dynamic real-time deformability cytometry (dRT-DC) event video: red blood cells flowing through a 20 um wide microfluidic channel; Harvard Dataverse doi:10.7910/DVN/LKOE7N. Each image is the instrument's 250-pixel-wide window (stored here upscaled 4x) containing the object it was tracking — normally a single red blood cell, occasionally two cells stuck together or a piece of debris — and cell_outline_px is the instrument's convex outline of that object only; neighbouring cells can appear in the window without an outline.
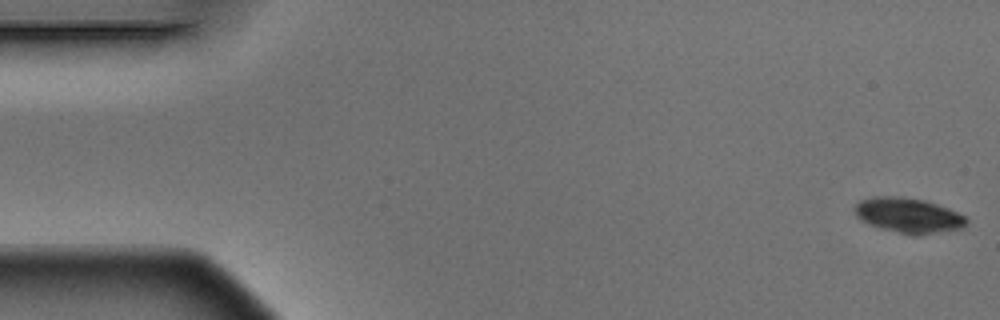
{"species": "Egyptian fruit bat (a non-hibernating species)", "species_latin": "Rousettus aegyptiacus", "temperature_condition": "warm", "stored_images_in_passage": 5, "camera_frame_rate_fps": 3000, "um_per_image_px": 0.085, "animal": {"sex": "male"}, "frame": {"image": 1, "passage_image": 1, "time_ms": 0.0, "image_size_px": [1000, 320], "cell_outline_px": [[968, 220], [960, 228], [932, 232], [896, 232], [880, 228], [868, 224], [860, 220], [856, 216], [856, 204], [860, 200], [872, 196], [904, 196], [924, 200], [948, 208], [964, 216]], "centroid_in_image_um": [77.13, 18.25], "position_along_channel_um": 7.9, "area_um2": 22.02}}
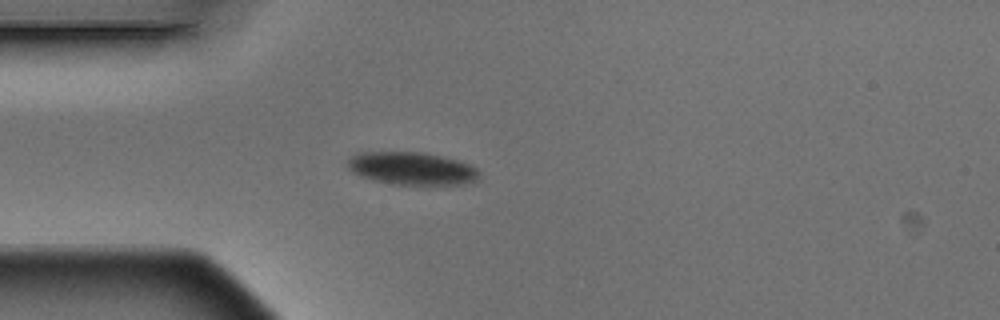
{"frame": {"image": 2, "passage_image": 5, "time_ms": 1.333, "image_size_px": [1000, 320], "cell_outline_px": [[480, 180], [464, 184], [392, 184], [360, 176], [352, 172], [348, 168], [348, 160], [356, 152], [424, 152], [444, 156], [460, 160], [476, 168], [480, 172]], "centroid_in_image_um": [35.05, 14.31], "position_along_channel_um": 50.0, "area_um2": 25.26}}